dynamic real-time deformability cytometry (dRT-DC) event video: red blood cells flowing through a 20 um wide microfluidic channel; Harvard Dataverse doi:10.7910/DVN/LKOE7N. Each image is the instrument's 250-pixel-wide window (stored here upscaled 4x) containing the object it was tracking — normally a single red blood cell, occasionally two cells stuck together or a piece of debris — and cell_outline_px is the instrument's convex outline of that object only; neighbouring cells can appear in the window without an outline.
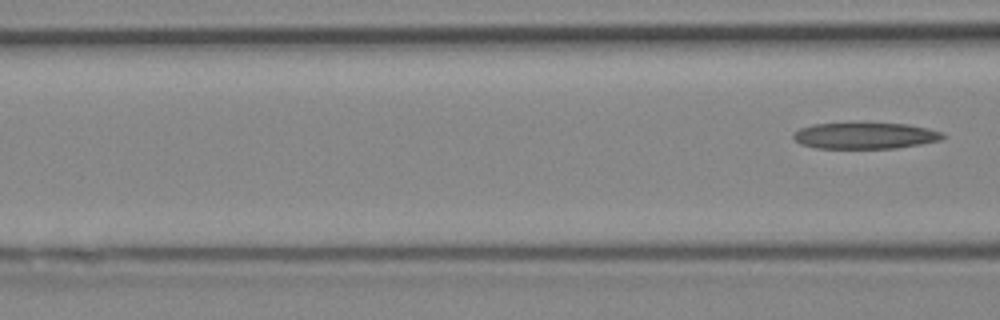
{"species": "Egyptian fruit bat (a non-hibernating species)", "species_latin": "Rousettus aegyptiacus", "temperature_condition": "cold", "stored_images_in_passage": 3, "segment_of_instrument_passage": [2, 2], "camera_frame_rate_fps": 3000, "um_per_image_px": 0.085, "animal": {"sex": "female"}, "frame": {"image": 1, "passage_image": 3, "time_ms": 0.667, "image_size_px": [1000, 320], "cell_outline_px": [[944, 136], [940, 140], [920, 144], [896, 148], [816, 148], [800, 144], [792, 136], [800, 128], [812, 124], [908, 124], [928, 128], [944, 132]], "centroid_in_image_um": [73.55, 11.54], "position_along_channel_um": 93.1, "area_um2": 22.54}}